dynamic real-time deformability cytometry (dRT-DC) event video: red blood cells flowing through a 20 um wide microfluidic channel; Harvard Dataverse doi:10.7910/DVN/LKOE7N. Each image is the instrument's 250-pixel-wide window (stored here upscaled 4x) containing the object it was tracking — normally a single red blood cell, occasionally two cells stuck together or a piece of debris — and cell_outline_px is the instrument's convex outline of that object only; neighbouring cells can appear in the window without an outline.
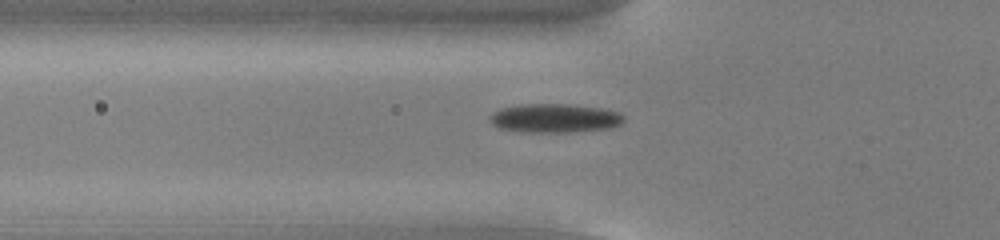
{"species": "common noctule bat (a hibernating species)", "species_latin": "Nyctalus noctula", "temperature_condition": "cold", "stored_images_in_passage": 55, "camera_frame_rate_fps": 3000, "um_per_image_px": 0.085, "animal": {"sex": "male", "body_mass_g": 13.0, "forearm_length_mm": 53.1}, "frame": {"image": 1, "passage_image": 20, "time_ms": 6.333, "image_size_px": [1000, 240], "cell_outline_px": [[624, 120], [620, 124], [608, 128], [568, 132], [524, 132], [500, 128], [492, 124], [488, 120], [488, 116], [492, 112], [500, 108], [520, 104], [568, 104], [604, 108], [620, 112], [624, 116]], "centroid_in_image_um": [47.12, 10.03], "position_along_channel_um": 78.7, "area_um2": 22.72}}
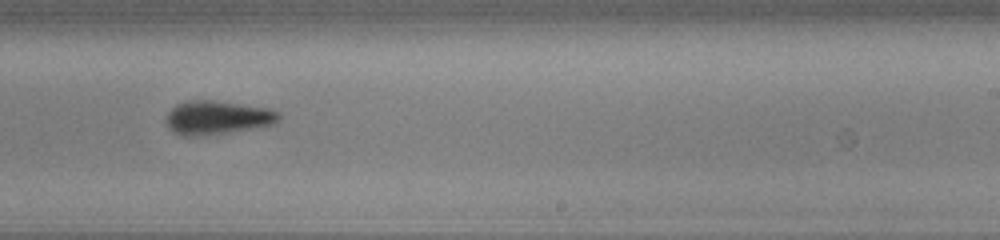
{"frame": {"image": 2, "passage_image": 35, "time_ms": 11.333, "image_size_px": [1000, 240], "cell_outline_px": [[280, 120], [276, 124], [224, 132], [188, 136], [184, 136], [168, 128], [164, 120], [168, 112], [176, 104], [184, 100], [212, 100], [268, 108], [280, 112]], "centroid_in_image_um": [18.45, 9.97], "position_along_channel_um": 270.5, "area_um2": 21.91}}
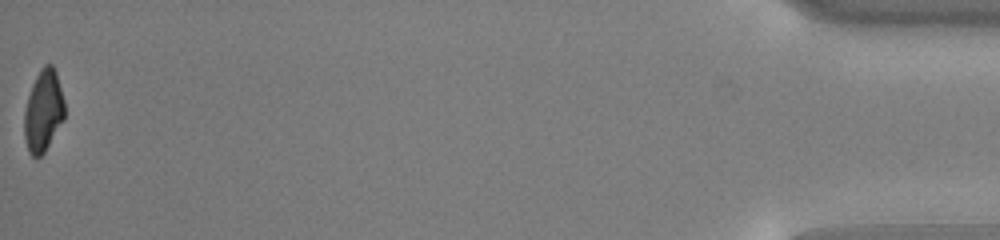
{"frame": {"image": 3, "passage_image": 55, "time_ms": 18.0, "image_size_px": [1000, 240], "cell_outline_px": [[64, 120], [44, 152], [36, 160], [28, 152], [24, 136], [24, 112], [28, 96], [32, 84], [40, 68], [44, 64], [52, 64], [56, 72], [64, 100]], "centroid_in_image_um": [3.67, 9.44], "position_along_channel_um": 431.5, "area_um2": 19.31}, "authors_computed_cell_mechanics": {"area_um2": 20.9814, "velocity_mm_per_s": 3.8373, "shape_relaxation_time_tau1_ms": 4.435, "shape_relaxation_time_tau2_ms": 8.0098, "deformation_change_tau1": 0.1309, "deformation_change_tau2": 0.1654}}